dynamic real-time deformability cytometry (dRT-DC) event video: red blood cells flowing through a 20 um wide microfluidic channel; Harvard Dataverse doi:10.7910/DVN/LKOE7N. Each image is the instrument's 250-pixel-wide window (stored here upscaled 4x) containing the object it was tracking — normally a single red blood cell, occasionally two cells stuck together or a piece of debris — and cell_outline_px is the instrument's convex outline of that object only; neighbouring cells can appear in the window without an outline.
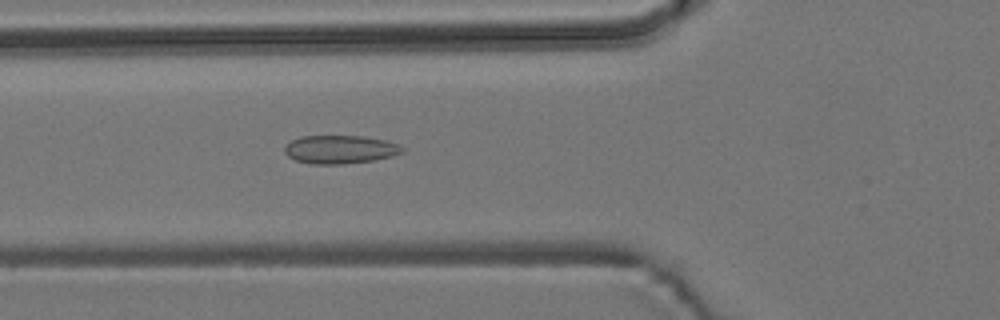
{"species": "common noctule bat (a hibernating species)", "species_latin": "Nyctalus noctula", "temperature_condition": "room temperature", "stored_images_in_passage": 52, "camera_frame_rate_fps": 3000, "um_per_image_px": 0.085, "animal": {"sex": "male", "body_mass_g": 19.2, "forearm_length_mm": 51.8}, "frame": {"image": 1, "passage_image": 18, "time_ms": 5.667, "image_size_px": [1000, 320], "cell_outline_px": [[404, 152], [392, 156], [376, 160], [344, 164], [312, 164], [296, 160], [288, 156], [284, 152], [284, 148], [292, 140], [300, 136], [364, 136], [384, 140], [400, 144], [404, 148]], "centroid_in_image_um": [28.94, 12.7], "position_along_channel_um": 96.9, "area_um2": 19.54}}
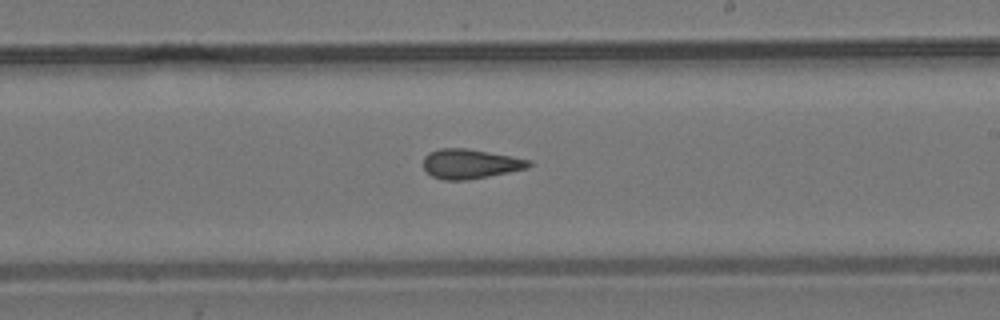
{"frame": {"image": 2, "passage_image": 30, "time_ms": 9.667, "image_size_px": [1000, 320], "cell_outline_px": [[532, 164], [528, 168], [468, 180], [444, 180], [432, 176], [424, 168], [424, 156], [428, 152], [440, 148], [464, 148], [508, 156], [528, 160]], "centroid_in_image_um": [39.91, 13.93], "position_along_channel_um": 249.1, "area_um2": 17.86}}
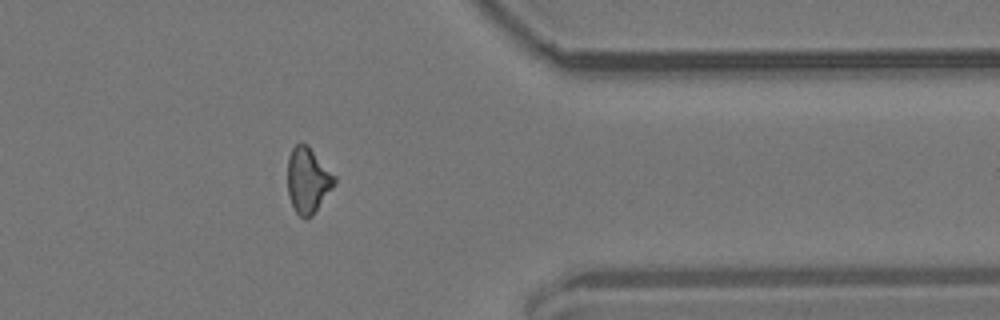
{"frame": {"image": 3, "passage_image": 42, "time_ms": 13.667, "image_size_px": [1000, 320], "cell_outline_px": [[336, 184], [312, 216], [308, 220], [304, 220], [296, 212], [288, 196], [288, 156], [292, 148], [300, 140], [308, 144], [336, 176]], "centroid_in_image_um": [26.18, 15.31], "position_along_channel_um": 385.2, "area_um2": 18.32}, "authors_computed_cell_mechanics": {"area_um2": 18.1492, "velocity_mm_per_s": 3.7973, "shape_relaxation_time_tau1_ms": null, "shape_relaxation_time_tau2_ms": 2.729, "deformation_change_tau1": null, "deformation_change_tau2": 0.1053}}